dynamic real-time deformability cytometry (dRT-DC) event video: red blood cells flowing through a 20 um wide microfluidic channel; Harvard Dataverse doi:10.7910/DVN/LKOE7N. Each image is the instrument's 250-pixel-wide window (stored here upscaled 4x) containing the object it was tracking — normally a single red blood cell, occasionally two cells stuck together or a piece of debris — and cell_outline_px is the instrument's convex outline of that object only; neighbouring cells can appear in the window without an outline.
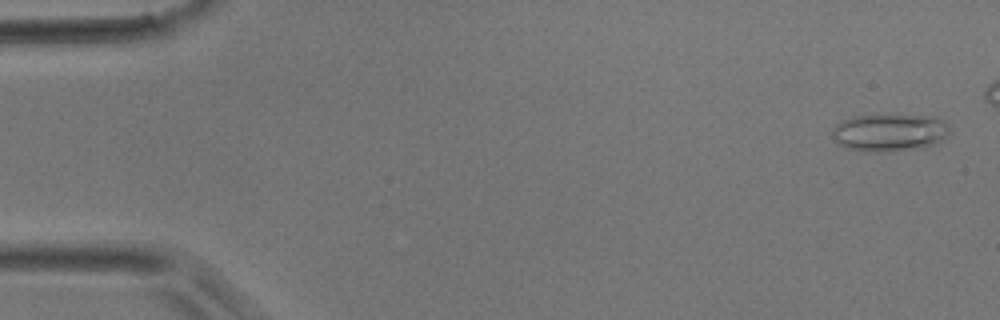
{"species": "common noctule bat (a hibernating species)", "species_latin": "Nyctalus noctula", "temperature_condition": "room temperature", "stored_images_in_passage": 39, "camera_frame_rate_fps": 3000, "um_per_image_px": 0.085, "animal": {"sex": "male", "body_mass_g": 17.9}, "frame": {"image": 1, "passage_image": 2, "time_ms": 0.333, "image_size_px": [1000, 320], "cell_outline_px": [[948, 136], [944, 140], [932, 144], [916, 148], [880, 152], [876, 152], [848, 148], [840, 144], [832, 136], [832, 128], [836, 124], [844, 120], [856, 116], [936, 116], [944, 120], [948, 124]], "centroid_in_image_um": [75.64, 11.26], "position_along_channel_um": 9.4, "area_um2": 25.14}}
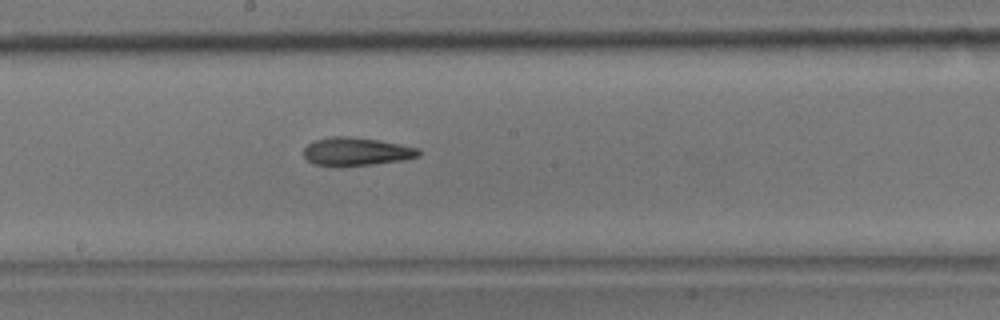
{"frame": {"image": 2, "passage_image": 24, "time_ms": 7.667, "image_size_px": [1000, 320], "cell_outline_px": [[420, 156], [404, 160], [376, 164], [340, 168], [312, 164], [304, 156], [304, 148], [308, 144], [316, 140], [332, 136], [348, 136], [380, 140], [420, 148]], "centroid_in_image_um": [30.29, 12.91], "position_along_channel_um": 217.9, "area_um2": 19.42}}
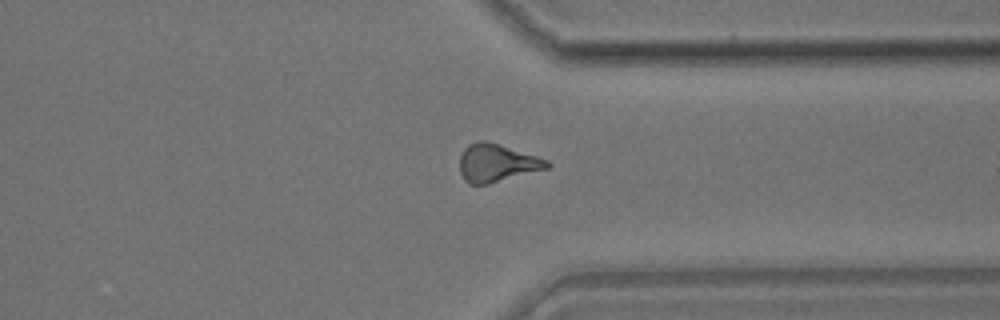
{"frame": {"image": 3, "passage_image": 34, "time_ms": 11.0, "image_size_px": [1000, 320], "cell_outline_px": [[552, 164], [548, 168], [488, 184], [468, 184], [464, 180], [460, 172], [460, 156], [464, 148], [468, 144], [480, 140], [484, 140], [500, 144], [548, 160]], "centroid_in_image_um": [42.21, 13.85], "position_along_channel_um": 369.2, "area_um2": 19.25}}